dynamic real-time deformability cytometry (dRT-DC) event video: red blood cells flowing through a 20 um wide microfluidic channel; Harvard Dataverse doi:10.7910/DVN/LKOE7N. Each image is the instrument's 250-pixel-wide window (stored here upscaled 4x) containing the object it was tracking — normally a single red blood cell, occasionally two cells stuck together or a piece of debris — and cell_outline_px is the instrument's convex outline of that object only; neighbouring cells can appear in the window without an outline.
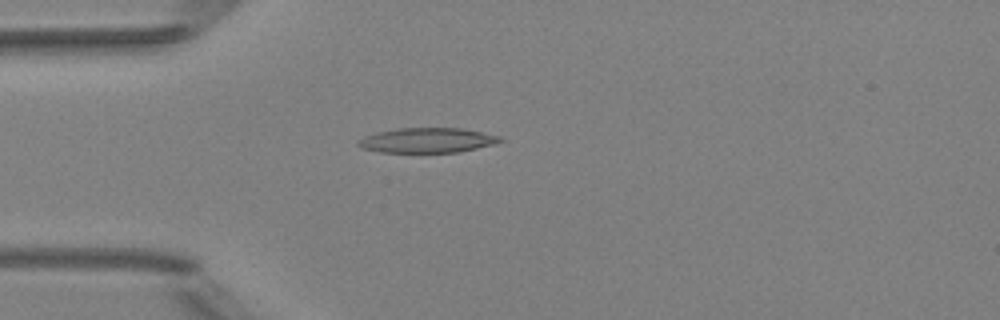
{"species": "Egyptian fruit bat (a non-hibernating species)", "species_latin": "Rousettus aegyptiacus", "temperature_condition": "room temperature", "stored_images_in_passage": 5, "camera_frame_rate_fps": 3000, "um_per_image_px": 0.085, "animal": {"sex": "female"}, "frame": {"image": 1, "passage_image": 4, "time_ms": 3.667, "image_size_px": [1000, 320], "cell_outline_px": [[504, 140], [492, 144], [476, 148], [456, 152], [380, 152], [364, 148], [356, 144], [356, 140], [364, 136], [376, 132], [396, 128], [460, 128], [500, 136]], "centroid_in_image_um": [36.26, 11.92], "position_along_channel_um": 48.7, "area_um2": 20.4}}